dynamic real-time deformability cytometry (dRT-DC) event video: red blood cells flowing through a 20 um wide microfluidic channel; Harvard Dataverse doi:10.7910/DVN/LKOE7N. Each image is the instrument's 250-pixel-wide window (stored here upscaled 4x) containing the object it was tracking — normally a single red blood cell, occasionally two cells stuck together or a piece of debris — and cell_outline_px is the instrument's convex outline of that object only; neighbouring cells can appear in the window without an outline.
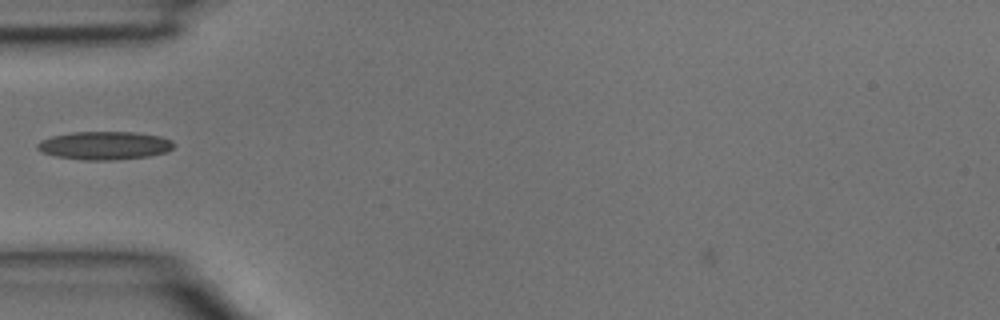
{"species": "common noctule bat (a hibernating species)", "species_latin": "Nyctalus noctula", "temperature_condition": "room temperature", "stored_images_in_passage": 34, "camera_frame_rate_fps": 3000, "um_per_image_px": 0.085, "animal": {"sex": "male", "body_mass_g": 15.6}, "frame": {"image": 1, "passage_image": 7, "time_ms": 2.0, "image_size_px": [1000, 320], "cell_outline_px": [[176, 144], [168, 152], [148, 156], [112, 160], [84, 160], [56, 156], [44, 152], [36, 148], [36, 144], [40, 140], [52, 136], [72, 132], [136, 132], [160, 136], [172, 140]], "centroid_in_image_um": [8.91, 12.36], "position_along_channel_um": 76.1, "area_um2": 22.48}}
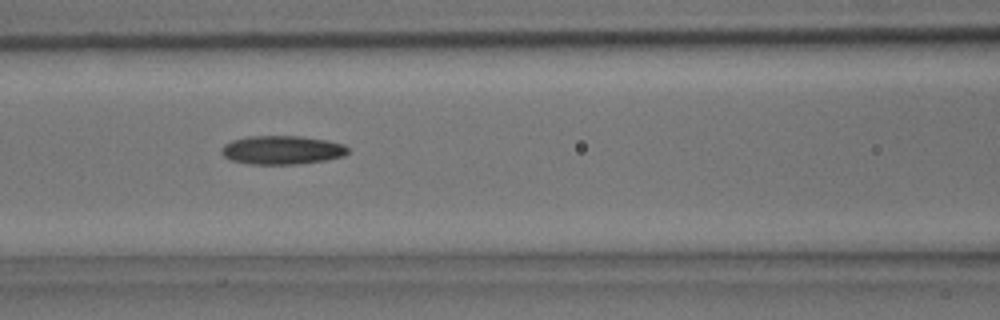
{"frame": {"image": 2, "passage_image": 11, "time_ms": 3.333, "image_size_px": [1000, 320], "cell_outline_px": [[348, 152], [344, 156], [328, 160], [296, 164], [248, 164], [228, 160], [220, 152], [224, 144], [232, 140], [248, 136], [300, 136], [328, 140], [344, 144], [348, 148]], "centroid_in_image_um": [23.96, 12.75], "position_along_channel_um": 142.6, "area_um2": 21.39}}
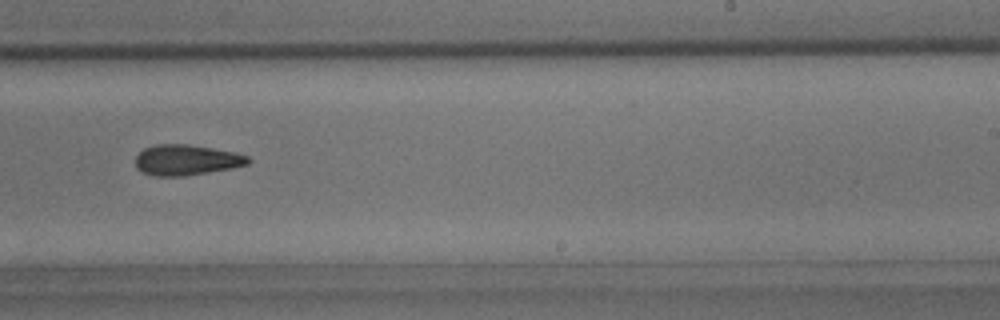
{"frame": {"image": 3, "passage_image": 19, "time_ms": 6.0, "image_size_px": [1000, 320], "cell_outline_px": [[252, 160], [248, 164], [232, 168], [184, 176], [152, 176], [140, 172], [136, 168], [136, 156], [144, 148], [156, 144], [188, 144], [236, 152], [248, 156]], "centroid_in_image_um": [15.83, 13.6], "position_along_channel_um": 273.2, "area_um2": 20.23}}